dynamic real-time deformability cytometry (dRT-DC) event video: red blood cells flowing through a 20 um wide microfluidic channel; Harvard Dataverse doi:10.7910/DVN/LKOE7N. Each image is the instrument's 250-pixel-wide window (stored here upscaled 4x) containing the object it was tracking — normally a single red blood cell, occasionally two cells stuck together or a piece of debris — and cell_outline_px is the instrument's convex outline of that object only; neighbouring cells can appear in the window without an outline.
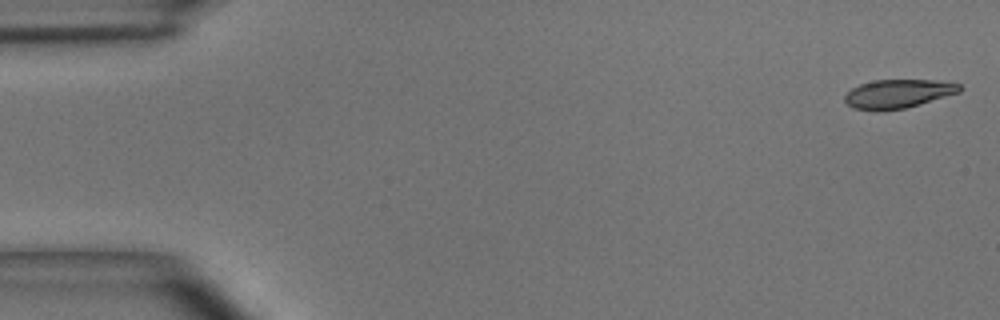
{"species": "common noctule bat (a hibernating species)", "species_latin": "Nyctalus noctula", "temperature_condition": "room temperature", "stored_images_in_passage": 6, "camera_frame_rate_fps": 3000, "um_per_image_px": 0.085, "animal": {"sex": "male", "body_mass_g": 15.6}, "frame": {"image": 1, "passage_image": 1, "time_ms": 0.0, "image_size_px": [1000, 320], "cell_outline_px": [[964, 88], [960, 92], [904, 108], [884, 112], [852, 108], [844, 100], [844, 96], [852, 88], [860, 84], [872, 80], [936, 80], [960, 84]], "centroid_in_image_um": [76.31, 7.97], "position_along_channel_um": 8.7, "area_um2": 19.31}}
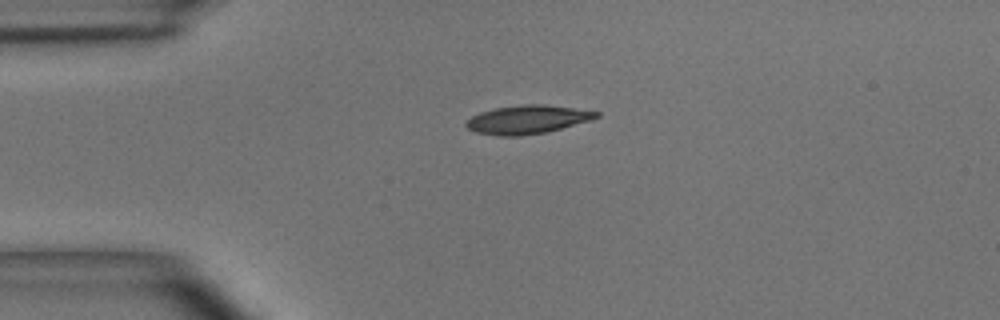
{"frame": {"image": 2, "passage_image": 4, "time_ms": 1.0, "image_size_px": [1000, 320], "cell_outline_px": [[600, 116], [592, 120], [544, 132], [520, 136], [496, 136], [476, 132], [468, 128], [464, 124], [472, 116], [480, 112], [496, 108], [524, 104], [544, 104], [600, 112]], "centroid_in_image_um": [44.82, 10.16], "position_along_channel_um": 40.2, "area_um2": 21.44}}
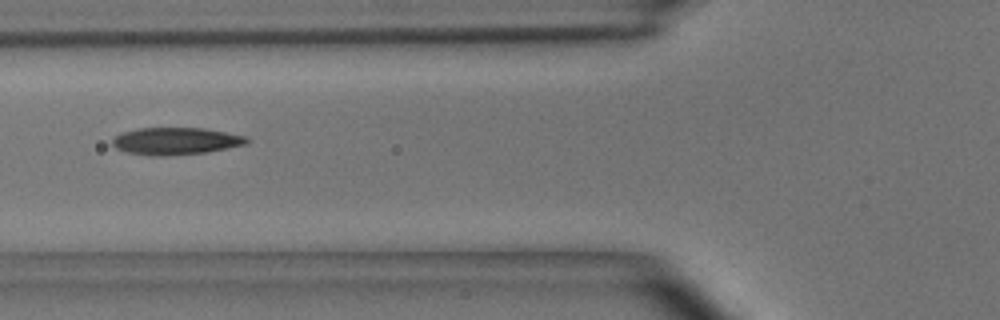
{"frame": {"image": 3, "passage_image": 6, "time_ms": 1.667, "image_size_px": [1000, 320], "cell_outline_px": [[252, 140], [248, 144], [208, 152], [160, 156], [152, 156], [128, 152], [116, 148], [112, 144], [112, 140], [120, 132], [136, 128], [204, 128], [248, 136]], "centroid_in_image_um": [14.99, 11.98], "position_along_channel_um": 110.8, "area_um2": 21.5}}